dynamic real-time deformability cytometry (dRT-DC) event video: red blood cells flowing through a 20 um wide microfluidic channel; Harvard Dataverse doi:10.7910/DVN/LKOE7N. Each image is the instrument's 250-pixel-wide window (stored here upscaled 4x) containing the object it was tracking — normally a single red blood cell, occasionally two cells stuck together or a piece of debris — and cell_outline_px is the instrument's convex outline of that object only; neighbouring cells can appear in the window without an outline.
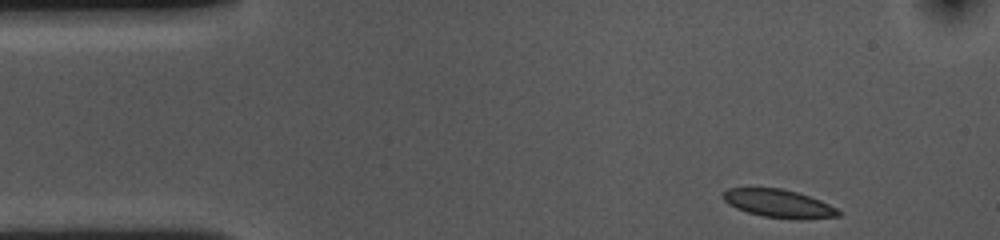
{"species": "common noctule bat (a hibernating species)", "species_latin": "Nyctalus noctula", "temperature_condition": "cold", "stored_images_in_passage": 42, "camera_frame_rate_fps": 3000, "um_per_image_px": 0.085, "animal": {"sex": "female", "body_mass_g": 10.0, "forearm_length_mm": 53.1}, "frame": {"image": 1, "passage_image": 1, "time_ms": 0.0, "image_size_px": [1000, 240], "cell_outline_px": [[840, 216], [764, 216], [748, 212], [736, 208], [728, 204], [724, 200], [724, 192], [728, 188], [780, 188], [796, 192], [820, 200], [836, 208], [840, 212]], "centroid_in_image_um": [66.08, 17.23], "position_along_channel_um": 18.9, "area_um2": 17.57}}
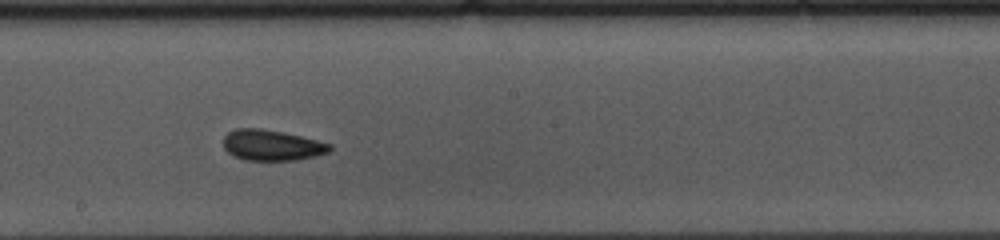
{"frame": {"image": 2, "passage_image": 24, "time_ms": 7.667, "image_size_px": [1000, 240], "cell_outline_px": [[332, 148], [328, 152], [316, 156], [296, 160], [244, 160], [232, 156], [224, 148], [224, 136], [228, 132], [236, 128], [260, 128], [300, 136], [332, 144]], "centroid_in_image_um": [23.08, 12.35], "position_along_channel_um": 225.1, "area_um2": 19.02}}
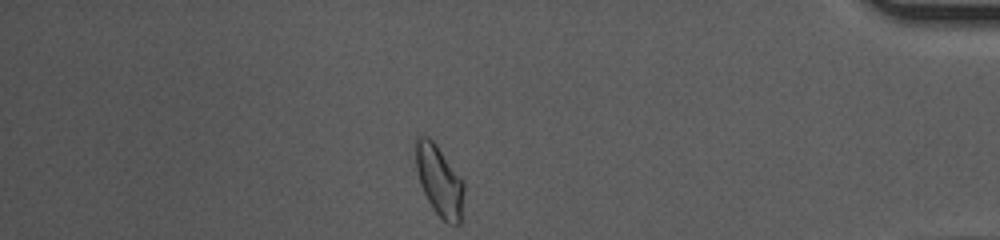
{"frame": {"image": 3, "passage_image": 42, "time_ms": 13.667, "image_size_px": [1000, 240], "cell_outline_px": [[464, 192], [460, 224], [448, 224], [432, 208], [420, 184], [416, 168], [416, 136], [428, 136], [436, 144], [464, 180]], "centroid_in_image_um": [37.36, 15.35], "position_along_channel_um": 397.8, "area_um2": 19.83}, "authors_computed_cell_mechanics": {"area_um2": 18.9873, "velocity_mm_per_s": 3.589, "shape_relaxation_time_tau1_ms": 2.8337, "shape_relaxation_time_tau2_ms": 1.9605, "deformation_change_tau1": 0.1028, "deformation_change_tau2": 0.0887}}